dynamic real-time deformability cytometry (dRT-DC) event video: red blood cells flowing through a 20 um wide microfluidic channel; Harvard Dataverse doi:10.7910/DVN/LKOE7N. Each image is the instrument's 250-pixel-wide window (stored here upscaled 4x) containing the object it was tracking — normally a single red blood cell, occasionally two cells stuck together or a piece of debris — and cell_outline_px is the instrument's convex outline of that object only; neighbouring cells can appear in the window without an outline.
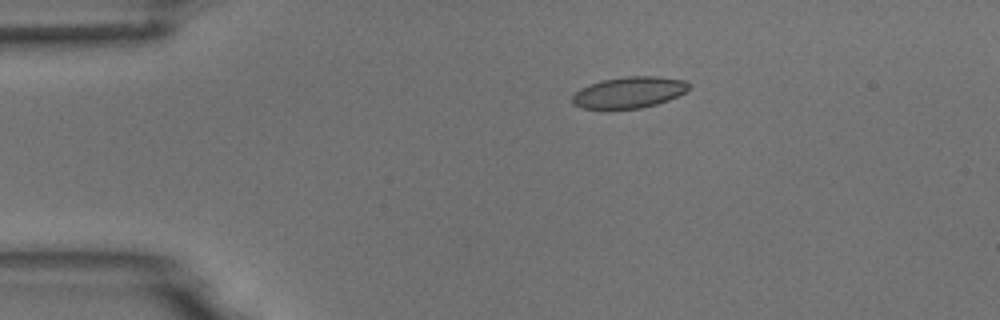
{"species": "common noctule bat (a hibernating species)", "species_latin": "Nyctalus noctula", "temperature_condition": "room temperature", "stored_images_in_passage": 38, "camera_frame_rate_fps": 3000, "um_per_image_px": 0.085, "animal": {"sex": "male", "body_mass_g": 18.8}, "frame": {"image": 1, "passage_image": 1, "time_ms": 0.0, "image_size_px": [1000, 320], "cell_outline_px": [[688, 88], [684, 92], [668, 100], [656, 104], [640, 108], [580, 108], [572, 104], [572, 96], [580, 88], [588, 84], [600, 80], [628, 76], [656, 76], [684, 80], [688, 84]], "centroid_in_image_um": [53.42, 7.84], "position_along_channel_um": 31.6, "area_um2": 21.04}}
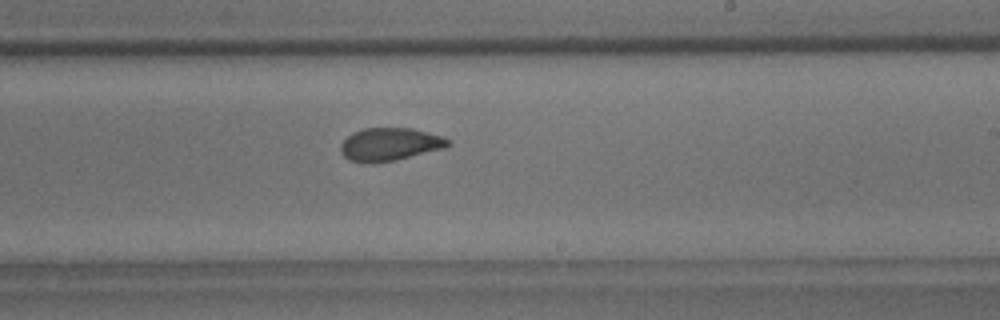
{"frame": {"image": 2, "passage_image": 23, "time_ms": 7.333, "image_size_px": [1000, 320], "cell_outline_px": [[452, 144], [444, 148], [396, 160], [348, 160], [340, 152], [340, 144], [352, 132], [364, 128], [412, 128], [440, 136], [452, 140]], "centroid_in_image_um": [33.16, 12.23], "position_along_channel_um": 255.8, "area_um2": 20.06}}
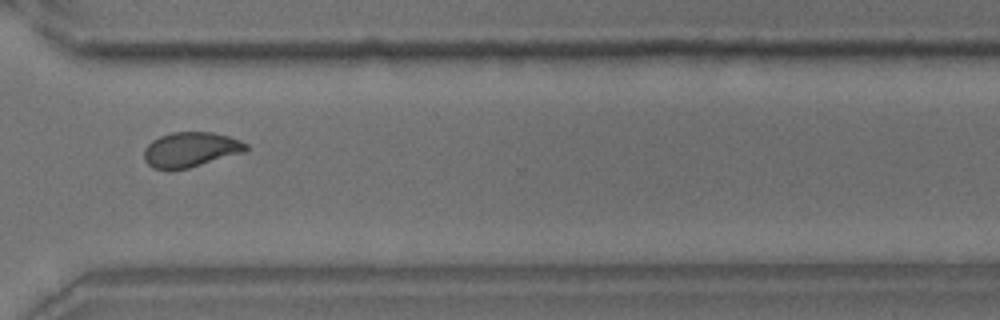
{"frame": {"image": 3, "passage_image": 31, "time_ms": 10.0, "image_size_px": [1000, 320], "cell_outline_px": [[248, 148], [244, 152], [188, 168], [172, 172], [168, 172], [152, 168], [144, 160], [144, 148], [152, 140], [160, 136], [172, 132], [212, 132], [228, 136], [240, 140], [248, 144]], "centroid_in_image_um": [16.15, 12.74], "position_along_channel_um": 354.4, "area_um2": 21.1}, "authors_computed_cell_mechanics": {"area_um2": 20.9236, "velocity_mm_per_s": 3.6923, "shape_relaxation_time_tau1_ms": 6.9977, "shape_relaxation_time_tau2_ms": 0.9211, "deformation_change_tau1": 0.1549, "deformation_change_tau2": 0.0554}}